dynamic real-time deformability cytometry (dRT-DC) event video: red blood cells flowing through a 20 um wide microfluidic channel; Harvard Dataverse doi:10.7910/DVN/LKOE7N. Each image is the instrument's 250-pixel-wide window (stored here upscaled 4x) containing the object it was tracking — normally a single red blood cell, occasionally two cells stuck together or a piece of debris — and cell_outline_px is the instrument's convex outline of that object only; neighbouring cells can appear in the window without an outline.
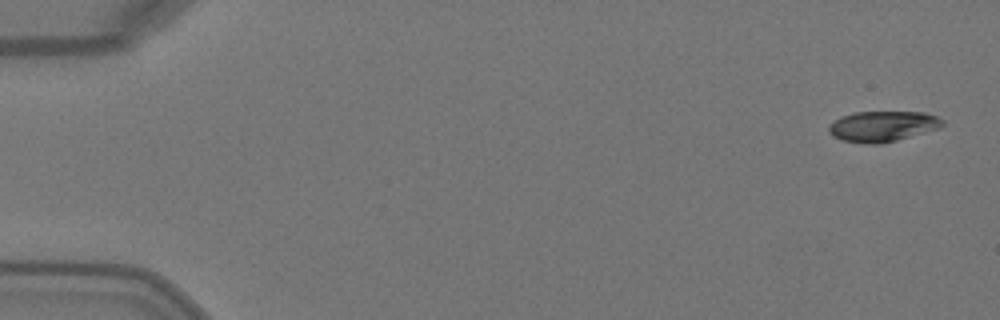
{"species": "Egyptian fruit bat (a non-hibernating species)", "species_latin": "Rousettus aegyptiacus", "temperature_condition": "warm", "stored_images_in_passage": 49, "camera_frame_rate_fps": 3000, "um_per_image_px": 0.085, "animal": {"sex": "female"}, "frame": {"image": 1, "passage_image": 1, "time_ms": 0.0, "image_size_px": [1000, 320], "cell_outline_px": [[944, 124], [940, 128], [884, 144], [864, 144], [844, 140], [832, 136], [828, 132], [828, 124], [840, 116], [856, 112], [924, 112], [936, 116], [944, 120]], "centroid_in_image_um": [75.01, 10.74], "position_along_channel_um": 10.0, "area_um2": 20.52}}
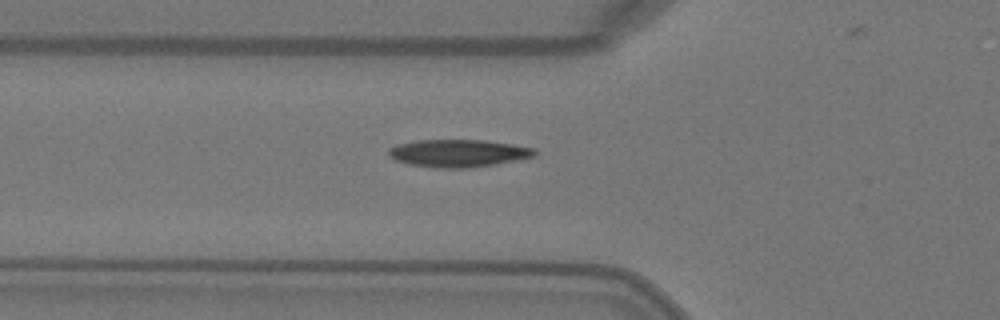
{"frame": {"image": 2, "passage_image": 17, "time_ms": 5.333, "image_size_px": [1000, 320], "cell_outline_px": [[536, 156], [516, 160], [492, 164], [464, 168], [440, 168], [412, 164], [396, 160], [388, 156], [388, 148], [400, 144], [416, 140], [484, 140], [512, 144], [532, 148], [536, 152]], "centroid_in_image_um": [38.94, 13.01], "position_along_channel_um": 86.9, "area_um2": 23.06}}
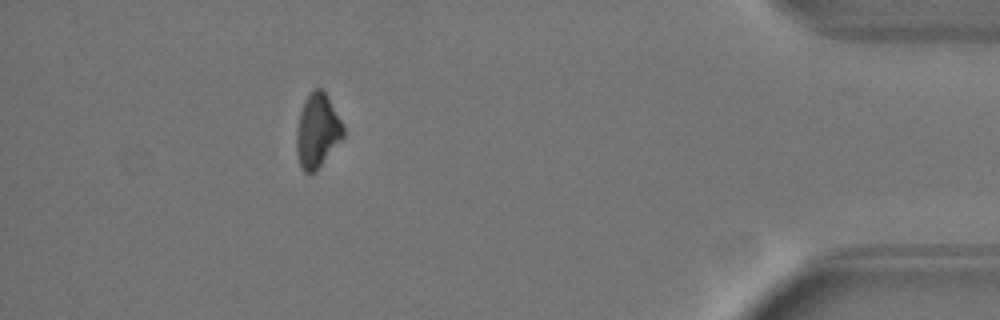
{"frame": {"image": 3, "passage_image": 44, "time_ms": 14.333, "image_size_px": [1000, 320], "cell_outline_px": [[344, 136], [316, 172], [304, 172], [300, 164], [296, 152], [296, 132], [300, 112], [304, 100], [312, 88], [320, 88], [324, 92], [344, 124]], "centroid_in_image_um": [26.97, 11.11], "position_along_channel_um": 408.2, "area_um2": 20.17}, "authors_computed_cell_mechanics": {"area_um2": 21.8484, "velocity_mm_per_s": 4.1088, "shape_relaxation_time_tau1_ms": 3.6283, "shape_relaxation_time_tau2_ms": null, "deformation_change_tau1": 0.1591, "deformation_change_tau2": null}}